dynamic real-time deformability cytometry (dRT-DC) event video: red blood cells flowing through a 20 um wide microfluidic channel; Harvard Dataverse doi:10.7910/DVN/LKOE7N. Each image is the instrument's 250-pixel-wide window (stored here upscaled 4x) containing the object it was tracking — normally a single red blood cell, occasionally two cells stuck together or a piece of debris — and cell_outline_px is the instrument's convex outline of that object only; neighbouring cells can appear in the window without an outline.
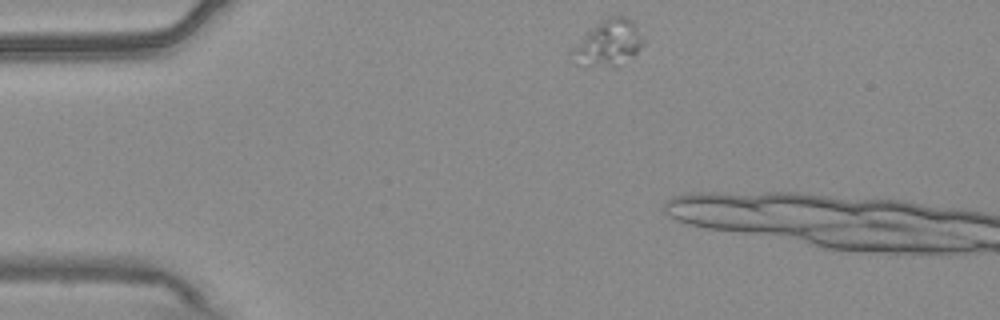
{"species": "common noctule bat (a hibernating species)", "species_latin": "Nyctalus noctula", "temperature_condition": "warm", "stored_images_in_passage": 7, "camera_frame_rate_fps": 3000, "um_per_image_px": 0.085, "animal": {"sex": "male", "body_mass_g": 20.4}, "frame": {"image": 1, "passage_image": 1, "time_ms": 0.0, "image_size_px": [1000, 320], "cell_outline_px": [[644, 44], [632, 56], [616, 64], [576, 64], [572, 48], [596, 24], [612, 16], [624, 16], [632, 20], [644, 40]], "centroid_in_image_um": [51.76, 3.6], "position_along_channel_um": 33.2, "area_um2": 17.8}}